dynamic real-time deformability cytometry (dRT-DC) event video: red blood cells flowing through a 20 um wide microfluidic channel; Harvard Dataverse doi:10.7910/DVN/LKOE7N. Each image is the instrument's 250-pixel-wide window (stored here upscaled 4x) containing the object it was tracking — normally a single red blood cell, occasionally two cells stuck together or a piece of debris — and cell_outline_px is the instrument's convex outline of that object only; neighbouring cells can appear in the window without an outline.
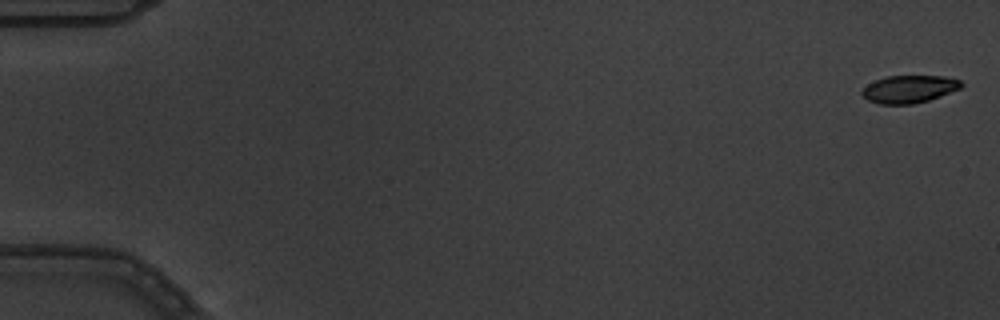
{"species": "common noctule bat (a hibernating species)", "species_latin": "Nyctalus noctula", "temperature_condition": "warm", "stored_images_in_passage": 5, "camera_frame_rate_fps": 3000, "um_per_image_px": 0.085, "animal": {"sex": "male", "body_mass_g": 19.5, "forearm_length_mm": 54.6}, "frame": {"image": 1, "passage_image": 1, "time_ms": 0.0, "image_size_px": [1000, 320], "cell_outline_px": [[964, 84], [960, 88], [940, 96], [928, 100], [912, 104], [880, 104], [868, 100], [860, 92], [868, 84], [876, 80], [888, 76], [944, 76], [960, 80]], "centroid_in_image_um": [77.28, 7.57], "position_along_channel_um": 7.7, "area_um2": 15.78}}
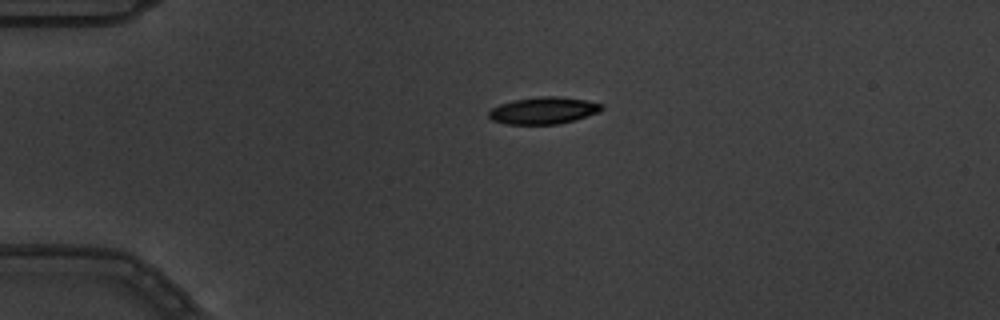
{"frame": {"image": 2, "passage_image": 4, "time_ms": 1.0, "image_size_px": [1000, 320], "cell_outline_px": [[604, 108], [600, 112], [576, 120], [560, 124], [504, 124], [492, 120], [488, 116], [488, 112], [492, 108], [500, 104], [512, 100], [540, 96], [556, 96], [584, 100], [604, 104]], "centroid_in_image_um": [46.21, 9.4], "position_along_channel_um": 38.8, "area_um2": 17.92}}